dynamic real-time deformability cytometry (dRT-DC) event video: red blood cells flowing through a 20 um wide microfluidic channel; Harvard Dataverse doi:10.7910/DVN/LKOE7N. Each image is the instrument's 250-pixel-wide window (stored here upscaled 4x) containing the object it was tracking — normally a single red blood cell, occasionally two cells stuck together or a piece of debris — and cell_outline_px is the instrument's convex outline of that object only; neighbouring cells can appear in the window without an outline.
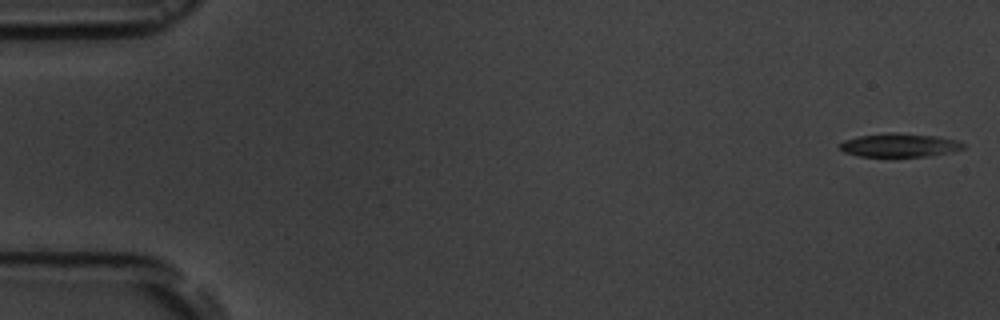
{"species": "common noctule bat (a hibernating species)", "species_latin": "Nyctalus noctula", "temperature_condition": "room temperature", "stored_images_in_passage": 5, "camera_frame_rate_fps": 3000, "um_per_image_px": 0.085, "animal": {"sex": "male", "body_mass_g": 19.5, "forearm_length_mm": 54.6}, "frame": {"image": 1, "passage_image": 1, "time_ms": 0.0, "image_size_px": [1000, 320], "cell_outline_px": [[964, 148], [952, 152], [928, 156], [860, 156], [844, 152], [840, 148], [840, 144], [844, 140], [860, 136], [888, 132], [896, 132], [936, 136], [956, 140], [964, 144]], "centroid_in_image_um": [76.47, 12.33], "position_along_channel_um": 8.5, "area_um2": 16.82}}
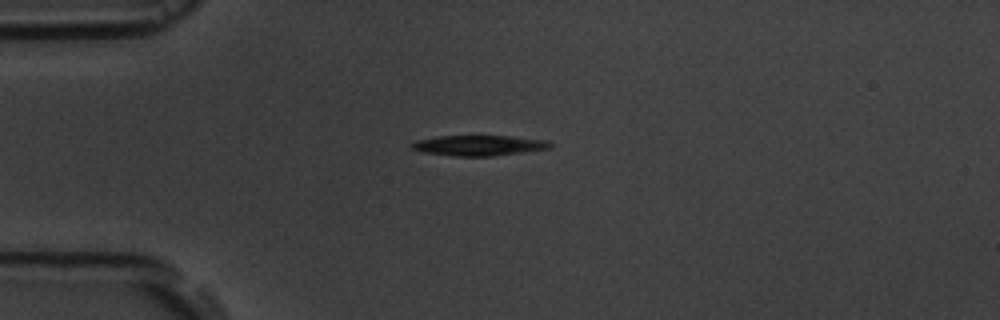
{"frame": {"image": 2, "passage_image": 4, "time_ms": 4.333, "image_size_px": [1000, 320], "cell_outline_px": [[552, 148], [492, 156], [452, 156], [424, 152], [412, 148], [412, 144], [416, 140], [440, 136], [512, 136], [544, 140], [552, 144]], "centroid_in_image_um": [40.72, 12.36], "position_along_channel_um": 44.3, "area_um2": 16.24}}